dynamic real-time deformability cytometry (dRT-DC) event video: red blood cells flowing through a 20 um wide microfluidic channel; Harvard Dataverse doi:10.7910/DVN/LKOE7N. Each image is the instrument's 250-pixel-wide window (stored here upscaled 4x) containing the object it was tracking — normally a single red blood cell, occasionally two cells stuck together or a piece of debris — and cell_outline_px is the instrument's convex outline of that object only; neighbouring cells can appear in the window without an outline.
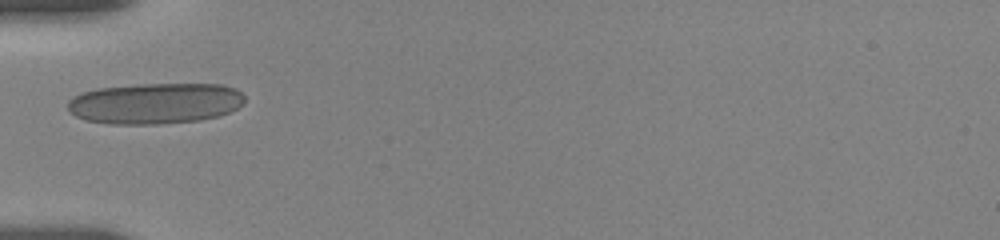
{"species": "human", "species_latin": "Homo sapiens", "temperature_condition": "room temperature", "stored_images_in_passage": 3, "camera_frame_rate_fps": 3000, "um_per_image_px": 0.085, "donor": {"sex": "female"}, "frame": {"image": 1, "passage_image": 1, "time_ms": 0.0, "image_size_px": [1000, 240], "cell_outline_px": [[244, 104], [220, 116], [200, 120], [160, 124], [112, 124], [88, 120], [76, 116], [68, 108], [68, 100], [84, 92], [96, 88], [140, 84], [224, 84], [236, 88], [244, 96]], "centroid_in_image_um": [13.23, 8.78], "position_along_channel_um": 71.8, "area_um2": 42.25}}